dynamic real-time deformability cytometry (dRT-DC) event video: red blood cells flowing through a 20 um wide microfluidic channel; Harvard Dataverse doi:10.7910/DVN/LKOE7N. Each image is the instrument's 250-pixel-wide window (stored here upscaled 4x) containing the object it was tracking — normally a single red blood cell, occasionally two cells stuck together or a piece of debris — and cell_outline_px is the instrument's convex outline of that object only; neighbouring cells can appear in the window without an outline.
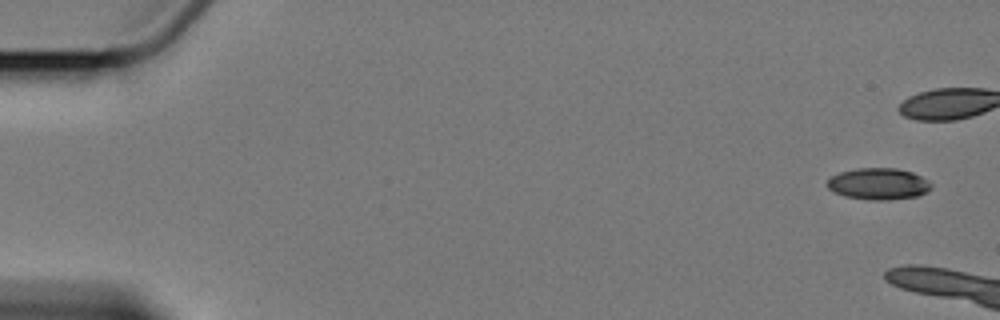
{"species": "Egyptian fruit bat (a non-hibernating species)", "species_latin": "Rousettus aegyptiacus", "temperature_condition": "cold", "stored_images_in_passage": 4, "camera_frame_rate_fps": 3000, "um_per_image_px": 0.085, "animal": {"sex": "female"}, "frame": {"image": 1, "passage_image": 1, "time_ms": 0.0, "image_size_px": [1000, 320], "cell_outline_px": [[932, 188], [916, 196], [888, 200], [868, 200], [844, 196], [828, 188], [828, 180], [832, 176], [840, 172], [856, 168], [896, 168], [912, 172], [928, 180], [932, 184]], "centroid_in_image_um": [74.68, 15.62], "position_along_channel_um": 10.3, "area_um2": 19.02}}